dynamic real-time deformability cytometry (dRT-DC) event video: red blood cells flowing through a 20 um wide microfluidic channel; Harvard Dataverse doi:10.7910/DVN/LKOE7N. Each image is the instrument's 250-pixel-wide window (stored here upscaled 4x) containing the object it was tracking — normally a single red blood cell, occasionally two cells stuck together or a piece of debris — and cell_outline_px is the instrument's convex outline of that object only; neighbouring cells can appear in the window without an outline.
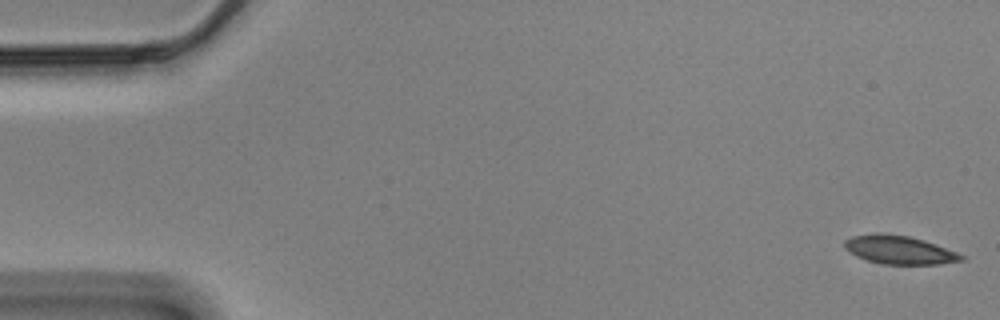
{"species": "Egyptian fruit bat (a non-hibernating species)", "species_latin": "Rousettus aegyptiacus", "temperature_condition": "cold", "stored_images_in_passage": 9, "camera_frame_rate_fps": 3000, "um_per_image_px": 0.085, "animal": {"sex": "male"}, "frame": {"image": 1, "passage_image": 1, "time_ms": 0.0, "image_size_px": [1000, 320], "cell_outline_px": [[964, 260], [936, 264], [884, 264], [868, 260], [856, 256], [844, 248], [844, 240], [852, 236], [908, 236], [924, 240], [956, 252], [964, 256]], "centroid_in_image_um": [76.47, 21.28], "position_along_channel_um": 8.5, "area_um2": 18.38}}